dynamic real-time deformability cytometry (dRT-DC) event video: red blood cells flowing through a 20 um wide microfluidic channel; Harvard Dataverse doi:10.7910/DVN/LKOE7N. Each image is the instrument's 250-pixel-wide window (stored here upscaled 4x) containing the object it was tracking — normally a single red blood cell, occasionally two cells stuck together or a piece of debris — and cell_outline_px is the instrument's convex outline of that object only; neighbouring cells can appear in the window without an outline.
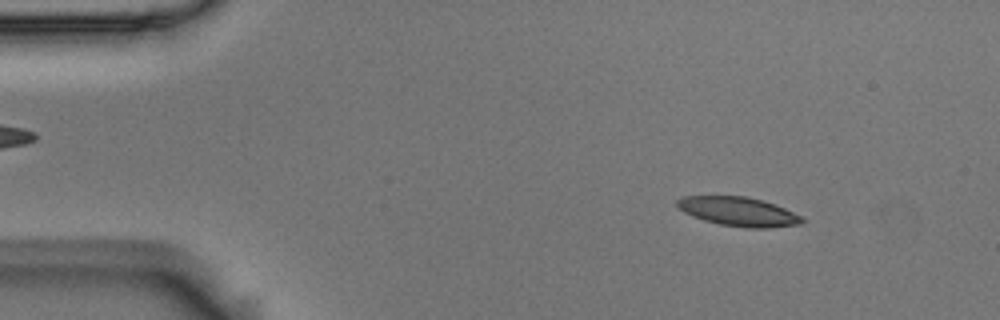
{"species": "Egyptian fruit bat (a non-hibernating species)", "species_latin": "Rousettus aegyptiacus", "temperature_condition": "room temperature", "stored_images_in_passage": 49, "camera_frame_rate_fps": 3000, "um_per_image_px": 0.085, "animal": {"sex": "male"}, "frame": {"image": 1, "passage_image": 2, "time_ms": 0.333, "image_size_px": [1000, 320], "cell_outline_px": [[804, 220], [800, 224], [772, 228], [748, 228], [720, 224], [704, 220], [692, 216], [676, 208], [676, 200], [684, 196], [744, 196], [760, 200], [784, 208], [800, 216]], "centroid_in_image_um": [62.71, 17.99], "position_along_channel_um": 22.3, "area_um2": 20.98}}
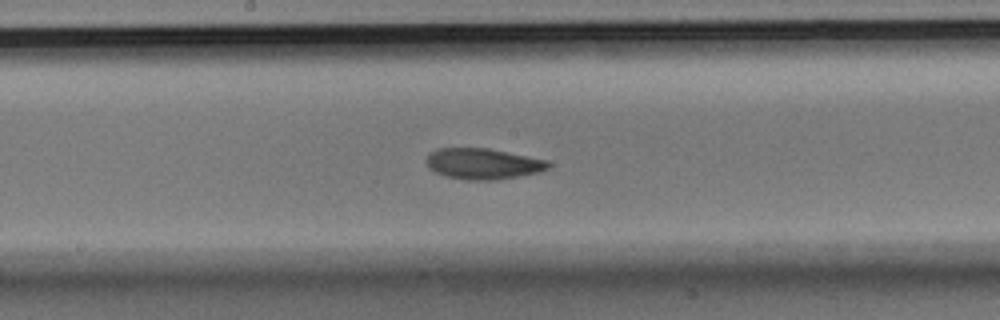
{"frame": {"image": 2, "passage_image": 23, "time_ms": 7.333, "image_size_px": [1000, 320], "cell_outline_px": [[552, 164], [548, 168], [540, 172], [496, 180], [468, 180], [444, 176], [428, 168], [424, 160], [436, 148], [488, 148], [548, 160]], "centroid_in_image_um": [41.05, 13.92], "position_along_channel_um": 207.2, "area_um2": 22.08}}
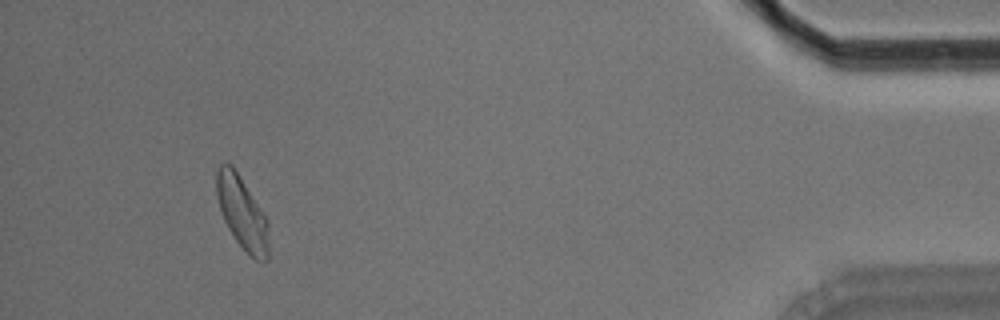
{"frame": {"image": 3, "passage_image": 45, "time_ms": 14.667, "image_size_px": [1000, 320], "cell_outline_px": [[268, 260], [256, 260], [236, 240], [228, 228], [224, 220], [216, 196], [216, 168], [220, 164], [232, 164], [268, 220]], "centroid_in_image_um": [20.56, 18.05], "position_along_channel_um": 414.6, "area_um2": 21.73}, "authors_computed_cell_mechanics": {"area_um2": 21.7906, "velocity_mm_per_s": 3.7245, "shape_relaxation_time_tau1_ms": 8.2288, "shape_relaxation_time_tau2_ms": 3.6566, "deformation_change_tau1": 0.1749, "deformation_change_tau2": 0.092}}